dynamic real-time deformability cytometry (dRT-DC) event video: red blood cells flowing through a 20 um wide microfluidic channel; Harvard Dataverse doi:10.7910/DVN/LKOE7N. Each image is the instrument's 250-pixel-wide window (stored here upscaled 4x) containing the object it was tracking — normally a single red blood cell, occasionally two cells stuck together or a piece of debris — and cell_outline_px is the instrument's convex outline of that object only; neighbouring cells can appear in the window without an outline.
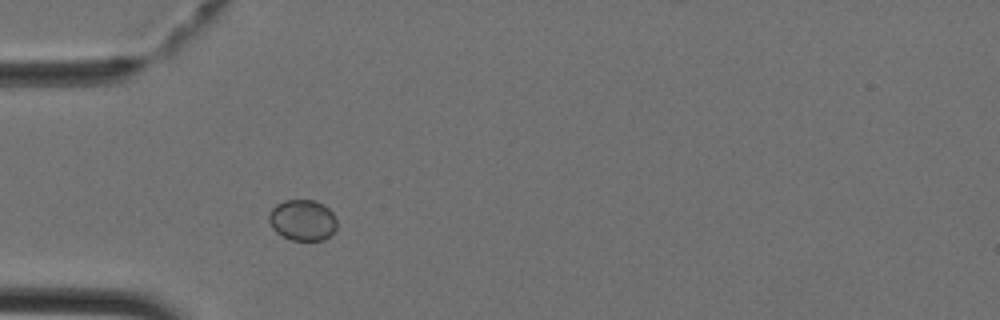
{"species": "Egyptian fruit bat (a non-hibernating species)", "species_latin": "Rousettus aegyptiacus", "temperature_condition": "cold", "stored_images_in_passage": 31, "camera_frame_rate_fps": 3000, "um_per_image_px": 0.085, "animal": {"sex": "female"}, "frame": {"image": 1, "passage_image": 1, "time_ms": 0.0, "image_size_px": [1000, 320], "cell_outline_px": [[336, 228], [324, 240], [292, 240], [276, 232], [272, 228], [268, 220], [268, 216], [272, 208], [276, 204], [284, 200], [312, 200], [328, 208], [336, 216]], "centroid_in_image_um": [25.7, 18.71], "position_along_channel_um": 59.3, "area_um2": 16.13}}
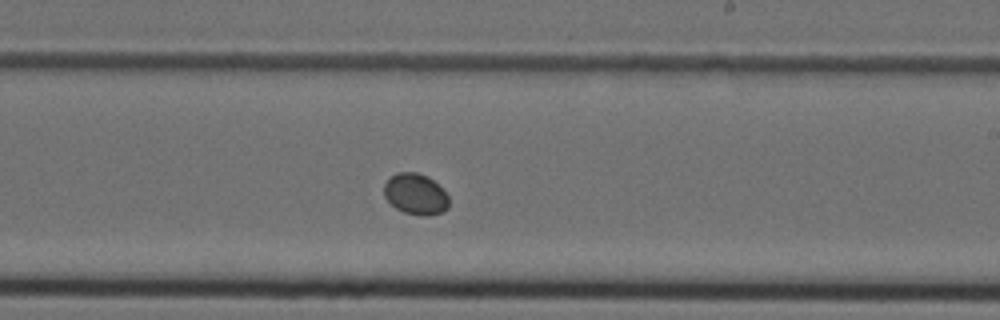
{"frame": {"image": 2, "passage_image": 14, "time_ms": 4.333, "image_size_px": [1000, 320], "cell_outline_px": [[448, 208], [444, 212], [428, 216], [420, 216], [404, 212], [396, 208], [384, 196], [384, 184], [396, 172], [416, 172], [428, 176], [448, 196]], "centroid_in_image_um": [35.32, 16.51], "position_along_channel_um": 253.7, "area_um2": 15.43}}
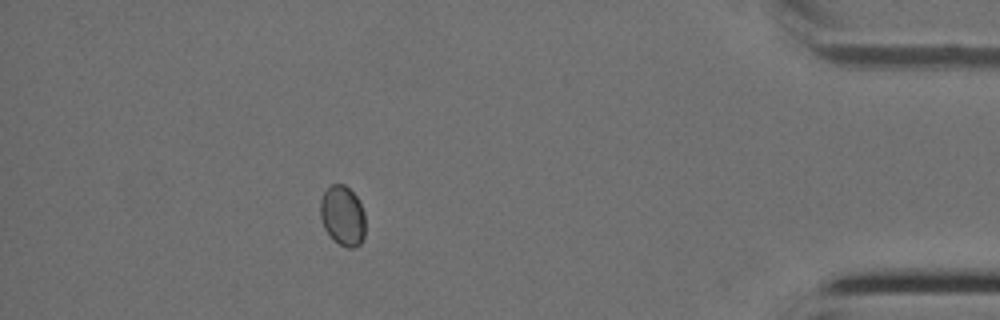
{"frame": {"image": 3, "passage_image": 27, "time_ms": 8.667, "image_size_px": [1000, 320], "cell_outline_px": [[364, 236], [360, 244], [356, 248], [348, 248], [340, 244], [324, 228], [320, 216], [320, 200], [324, 192], [332, 184], [344, 184], [356, 196], [364, 212]], "centroid_in_image_um": [29.12, 18.33], "position_along_channel_um": 406.1, "area_um2": 15.55}}